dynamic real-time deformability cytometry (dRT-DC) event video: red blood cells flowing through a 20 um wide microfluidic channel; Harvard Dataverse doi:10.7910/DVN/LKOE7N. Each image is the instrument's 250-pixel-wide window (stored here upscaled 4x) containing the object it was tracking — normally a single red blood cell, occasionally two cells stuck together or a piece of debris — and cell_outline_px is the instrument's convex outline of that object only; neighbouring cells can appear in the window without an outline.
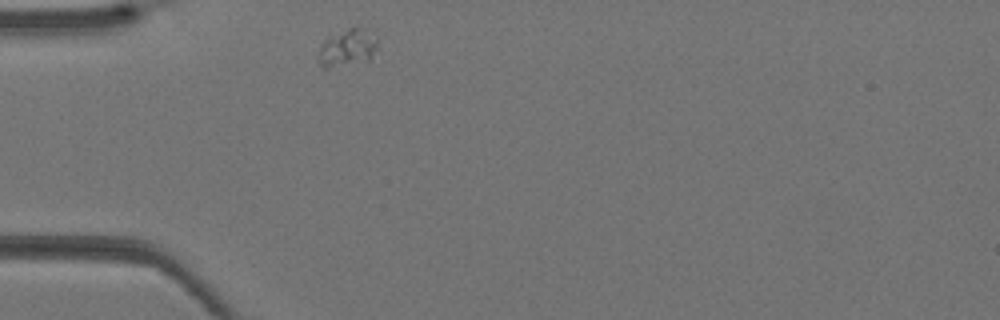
{"species": "Egyptian fruit bat (a non-hibernating species)", "species_latin": "Rousettus aegyptiacus", "temperature_condition": "warm", "stored_images_in_passage": 26, "camera_frame_rate_fps": 3000, "um_per_image_px": 0.085, "animal": {"sex": "female"}, "frame": {"image": 1, "passage_image": 1, "time_ms": 0.0, "image_size_px": [1000, 320], "cell_outline_px": [[376, 48], [368, 56], [328, 68], [324, 68], [320, 64], [320, 48], [324, 40], [348, 28], [360, 28], [376, 40]], "centroid_in_image_um": [29.43, 4.03], "position_along_channel_um": 55.6, "area_um2": 11.27}}
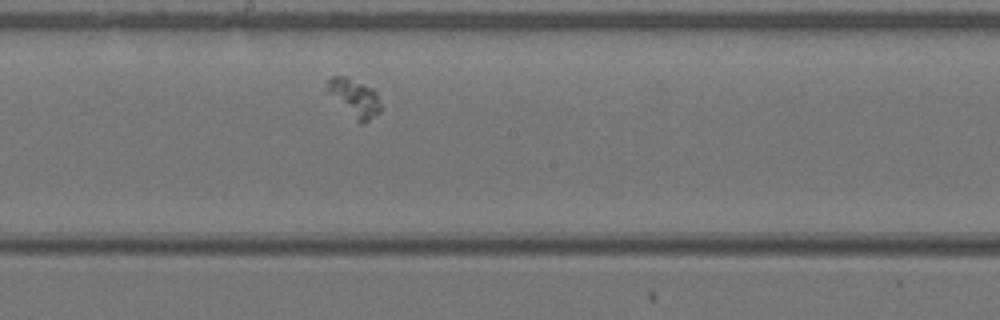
{"frame": {"image": 2, "passage_image": 12, "time_ms": 3.667, "image_size_px": [1000, 320], "cell_outline_px": [[380, 112], [364, 124], [360, 124], [324, 92], [324, 88], [328, 80], [332, 76], [348, 76], [372, 88], [376, 92], [380, 104]], "centroid_in_image_um": [30.06, 8.31], "position_along_channel_um": 218.1, "area_um2": 12.2}}
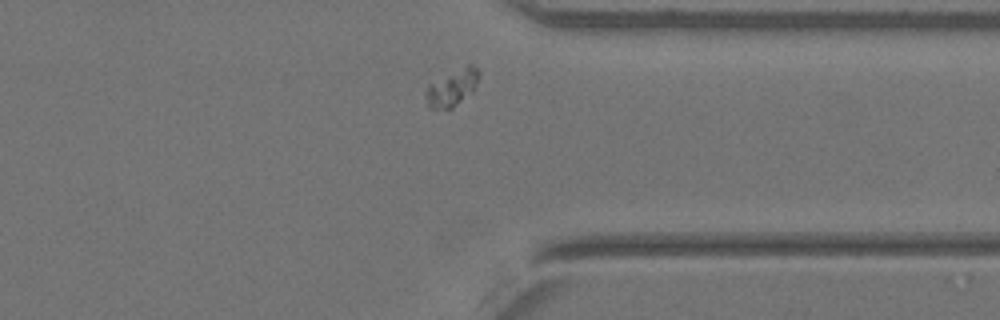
{"frame": {"image": 3, "passage_image": 22, "time_ms": 7.0, "image_size_px": [1000, 320], "cell_outline_px": [[480, 76], [472, 92], [452, 108], [428, 108], [424, 96], [424, 92], [428, 84], [468, 64], [472, 64], [480, 72]], "centroid_in_image_um": [38.41, 7.46], "position_along_channel_um": 373.0, "area_um2": 11.27}}